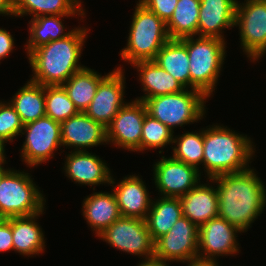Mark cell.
Returning <instances> with one entry per match:
<instances>
[{"label":"cell","mask_w":266,"mask_h":266,"mask_svg":"<svg viewBox=\"0 0 266 266\" xmlns=\"http://www.w3.org/2000/svg\"><path fill=\"white\" fill-rule=\"evenodd\" d=\"M78 15L85 17V14H62V15H41L29 21V38L24 48L26 49L27 56L36 48L48 44L51 41H56L67 37L73 32L67 31L63 25L62 18H69ZM69 16V17H68ZM67 31V32H65Z\"/></svg>","instance_id":"24"},{"label":"cell","mask_w":266,"mask_h":266,"mask_svg":"<svg viewBox=\"0 0 266 266\" xmlns=\"http://www.w3.org/2000/svg\"><path fill=\"white\" fill-rule=\"evenodd\" d=\"M102 76L94 69L85 67L72 75L62 86L79 112H84L92 102Z\"/></svg>","instance_id":"28"},{"label":"cell","mask_w":266,"mask_h":266,"mask_svg":"<svg viewBox=\"0 0 266 266\" xmlns=\"http://www.w3.org/2000/svg\"><path fill=\"white\" fill-rule=\"evenodd\" d=\"M132 16L127 46L120 50V57L131 65L153 61L162 46L170 40L166 23L139 1Z\"/></svg>","instance_id":"4"},{"label":"cell","mask_w":266,"mask_h":266,"mask_svg":"<svg viewBox=\"0 0 266 266\" xmlns=\"http://www.w3.org/2000/svg\"><path fill=\"white\" fill-rule=\"evenodd\" d=\"M250 137L223 125L203 128V168L205 178L237 173L249 169L255 154ZM206 169V170H205Z\"/></svg>","instance_id":"3"},{"label":"cell","mask_w":266,"mask_h":266,"mask_svg":"<svg viewBox=\"0 0 266 266\" xmlns=\"http://www.w3.org/2000/svg\"><path fill=\"white\" fill-rule=\"evenodd\" d=\"M139 73V80L144 95L135 100L144 101L147 98L177 93L186 88L171 74L159 67L154 61H140L132 64Z\"/></svg>","instance_id":"23"},{"label":"cell","mask_w":266,"mask_h":266,"mask_svg":"<svg viewBox=\"0 0 266 266\" xmlns=\"http://www.w3.org/2000/svg\"><path fill=\"white\" fill-rule=\"evenodd\" d=\"M234 26L244 54L258 62L266 54V0L237 1Z\"/></svg>","instance_id":"8"},{"label":"cell","mask_w":266,"mask_h":266,"mask_svg":"<svg viewBox=\"0 0 266 266\" xmlns=\"http://www.w3.org/2000/svg\"><path fill=\"white\" fill-rule=\"evenodd\" d=\"M62 146L73 151H87V148L108 144L104 125L94 121L84 112H79L60 123Z\"/></svg>","instance_id":"16"},{"label":"cell","mask_w":266,"mask_h":266,"mask_svg":"<svg viewBox=\"0 0 266 266\" xmlns=\"http://www.w3.org/2000/svg\"><path fill=\"white\" fill-rule=\"evenodd\" d=\"M137 266H169V262L153 257L150 259H143Z\"/></svg>","instance_id":"39"},{"label":"cell","mask_w":266,"mask_h":266,"mask_svg":"<svg viewBox=\"0 0 266 266\" xmlns=\"http://www.w3.org/2000/svg\"><path fill=\"white\" fill-rule=\"evenodd\" d=\"M215 187L211 184L199 183L179 198L183 216L198 228L218 216V196Z\"/></svg>","instance_id":"20"},{"label":"cell","mask_w":266,"mask_h":266,"mask_svg":"<svg viewBox=\"0 0 266 266\" xmlns=\"http://www.w3.org/2000/svg\"><path fill=\"white\" fill-rule=\"evenodd\" d=\"M237 1L200 0L198 37L218 38L225 41L222 31L234 27Z\"/></svg>","instance_id":"19"},{"label":"cell","mask_w":266,"mask_h":266,"mask_svg":"<svg viewBox=\"0 0 266 266\" xmlns=\"http://www.w3.org/2000/svg\"><path fill=\"white\" fill-rule=\"evenodd\" d=\"M20 116L23 124L46 116L45 86L31 80L18 89L9 101Z\"/></svg>","instance_id":"27"},{"label":"cell","mask_w":266,"mask_h":266,"mask_svg":"<svg viewBox=\"0 0 266 266\" xmlns=\"http://www.w3.org/2000/svg\"><path fill=\"white\" fill-rule=\"evenodd\" d=\"M81 0H14V16L85 14Z\"/></svg>","instance_id":"29"},{"label":"cell","mask_w":266,"mask_h":266,"mask_svg":"<svg viewBox=\"0 0 266 266\" xmlns=\"http://www.w3.org/2000/svg\"><path fill=\"white\" fill-rule=\"evenodd\" d=\"M185 37L179 39L189 56L190 89L201 91L208 99L215 92L226 58V42L218 38Z\"/></svg>","instance_id":"5"},{"label":"cell","mask_w":266,"mask_h":266,"mask_svg":"<svg viewBox=\"0 0 266 266\" xmlns=\"http://www.w3.org/2000/svg\"><path fill=\"white\" fill-rule=\"evenodd\" d=\"M155 162L153 180L161 197L180 198L201 181V170L171 157Z\"/></svg>","instance_id":"12"},{"label":"cell","mask_w":266,"mask_h":266,"mask_svg":"<svg viewBox=\"0 0 266 266\" xmlns=\"http://www.w3.org/2000/svg\"><path fill=\"white\" fill-rule=\"evenodd\" d=\"M148 10L157 14L165 23L172 17L178 0H138Z\"/></svg>","instance_id":"35"},{"label":"cell","mask_w":266,"mask_h":266,"mask_svg":"<svg viewBox=\"0 0 266 266\" xmlns=\"http://www.w3.org/2000/svg\"><path fill=\"white\" fill-rule=\"evenodd\" d=\"M200 0H178L172 17L166 23L170 39L198 36Z\"/></svg>","instance_id":"30"},{"label":"cell","mask_w":266,"mask_h":266,"mask_svg":"<svg viewBox=\"0 0 266 266\" xmlns=\"http://www.w3.org/2000/svg\"><path fill=\"white\" fill-rule=\"evenodd\" d=\"M172 157L176 160L194 166L198 170L203 166V129L196 132H183L173 137Z\"/></svg>","instance_id":"31"},{"label":"cell","mask_w":266,"mask_h":266,"mask_svg":"<svg viewBox=\"0 0 266 266\" xmlns=\"http://www.w3.org/2000/svg\"><path fill=\"white\" fill-rule=\"evenodd\" d=\"M198 233L199 228L182 216L167 234L154 242V257L184 264L198 259Z\"/></svg>","instance_id":"11"},{"label":"cell","mask_w":266,"mask_h":266,"mask_svg":"<svg viewBox=\"0 0 266 266\" xmlns=\"http://www.w3.org/2000/svg\"><path fill=\"white\" fill-rule=\"evenodd\" d=\"M187 266H216V261L195 259L187 262Z\"/></svg>","instance_id":"40"},{"label":"cell","mask_w":266,"mask_h":266,"mask_svg":"<svg viewBox=\"0 0 266 266\" xmlns=\"http://www.w3.org/2000/svg\"><path fill=\"white\" fill-rule=\"evenodd\" d=\"M88 32L84 26L76 27L67 37L34 49L27 57L33 72L30 80L43 86L63 85L84 69L79 60Z\"/></svg>","instance_id":"2"},{"label":"cell","mask_w":266,"mask_h":266,"mask_svg":"<svg viewBox=\"0 0 266 266\" xmlns=\"http://www.w3.org/2000/svg\"><path fill=\"white\" fill-rule=\"evenodd\" d=\"M241 231L217 216L199 227L198 259L216 261L219 256H235L240 247L236 235Z\"/></svg>","instance_id":"15"},{"label":"cell","mask_w":266,"mask_h":266,"mask_svg":"<svg viewBox=\"0 0 266 266\" xmlns=\"http://www.w3.org/2000/svg\"><path fill=\"white\" fill-rule=\"evenodd\" d=\"M145 184L142 178L134 174L125 176L120 182L111 177L109 185L112 186L121 217L145 220L153 201Z\"/></svg>","instance_id":"17"},{"label":"cell","mask_w":266,"mask_h":266,"mask_svg":"<svg viewBox=\"0 0 266 266\" xmlns=\"http://www.w3.org/2000/svg\"><path fill=\"white\" fill-rule=\"evenodd\" d=\"M7 143L3 138L0 137V162H6L5 146Z\"/></svg>","instance_id":"41"},{"label":"cell","mask_w":266,"mask_h":266,"mask_svg":"<svg viewBox=\"0 0 266 266\" xmlns=\"http://www.w3.org/2000/svg\"><path fill=\"white\" fill-rule=\"evenodd\" d=\"M82 214L96 237L121 217L113 191L95 192L85 197Z\"/></svg>","instance_id":"22"},{"label":"cell","mask_w":266,"mask_h":266,"mask_svg":"<svg viewBox=\"0 0 266 266\" xmlns=\"http://www.w3.org/2000/svg\"><path fill=\"white\" fill-rule=\"evenodd\" d=\"M14 16V0H0V15Z\"/></svg>","instance_id":"38"},{"label":"cell","mask_w":266,"mask_h":266,"mask_svg":"<svg viewBox=\"0 0 266 266\" xmlns=\"http://www.w3.org/2000/svg\"><path fill=\"white\" fill-rule=\"evenodd\" d=\"M123 67H118L107 74L99 83L96 94L84 113L94 121L107 127L127 103L124 101L125 76Z\"/></svg>","instance_id":"14"},{"label":"cell","mask_w":266,"mask_h":266,"mask_svg":"<svg viewBox=\"0 0 266 266\" xmlns=\"http://www.w3.org/2000/svg\"><path fill=\"white\" fill-rule=\"evenodd\" d=\"M25 134V142L21 151V159L27 167H36L49 162L54 152L62 147L60 122L44 116L36 121L24 124L21 136Z\"/></svg>","instance_id":"9"},{"label":"cell","mask_w":266,"mask_h":266,"mask_svg":"<svg viewBox=\"0 0 266 266\" xmlns=\"http://www.w3.org/2000/svg\"><path fill=\"white\" fill-rule=\"evenodd\" d=\"M147 109L143 101L127 102L106 127L107 142L133 152H141L143 121Z\"/></svg>","instance_id":"13"},{"label":"cell","mask_w":266,"mask_h":266,"mask_svg":"<svg viewBox=\"0 0 266 266\" xmlns=\"http://www.w3.org/2000/svg\"><path fill=\"white\" fill-rule=\"evenodd\" d=\"M6 162H0V183L2 180V177L10 170V168H6L3 166Z\"/></svg>","instance_id":"42"},{"label":"cell","mask_w":266,"mask_h":266,"mask_svg":"<svg viewBox=\"0 0 266 266\" xmlns=\"http://www.w3.org/2000/svg\"><path fill=\"white\" fill-rule=\"evenodd\" d=\"M41 213L23 216L11 217L6 220L12 227L13 250L23 256H35L43 253L45 250V236L41 226H39L37 219ZM45 238V239H44Z\"/></svg>","instance_id":"21"},{"label":"cell","mask_w":266,"mask_h":266,"mask_svg":"<svg viewBox=\"0 0 266 266\" xmlns=\"http://www.w3.org/2000/svg\"><path fill=\"white\" fill-rule=\"evenodd\" d=\"M14 37L4 28H0V60L5 59L14 50Z\"/></svg>","instance_id":"37"},{"label":"cell","mask_w":266,"mask_h":266,"mask_svg":"<svg viewBox=\"0 0 266 266\" xmlns=\"http://www.w3.org/2000/svg\"><path fill=\"white\" fill-rule=\"evenodd\" d=\"M174 132L148 113L145 114L141 136V151L164 148L172 144Z\"/></svg>","instance_id":"33"},{"label":"cell","mask_w":266,"mask_h":266,"mask_svg":"<svg viewBox=\"0 0 266 266\" xmlns=\"http://www.w3.org/2000/svg\"><path fill=\"white\" fill-rule=\"evenodd\" d=\"M97 237L111 247L143 259L154 257V241L145 220L120 217Z\"/></svg>","instance_id":"10"},{"label":"cell","mask_w":266,"mask_h":266,"mask_svg":"<svg viewBox=\"0 0 266 266\" xmlns=\"http://www.w3.org/2000/svg\"><path fill=\"white\" fill-rule=\"evenodd\" d=\"M29 173L11 168L0 183V216L11 217L31 216L45 210L43 194Z\"/></svg>","instance_id":"7"},{"label":"cell","mask_w":266,"mask_h":266,"mask_svg":"<svg viewBox=\"0 0 266 266\" xmlns=\"http://www.w3.org/2000/svg\"><path fill=\"white\" fill-rule=\"evenodd\" d=\"M155 200L153 199L151 208L145 218L147 229L154 242L167 234L178 219L183 216L179 198L160 196Z\"/></svg>","instance_id":"25"},{"label":"cell","mask_w":266,"mask_h":266,"mask_svg":"<svg viewBox=\"0 0 266 266\" xmlns=\"http://www.w3.org/2000/svg\"><path fill=\"white\" fill-rule=\"evenodd\" d=\"M65 157V176L79 185L96 186L110 184L111 170L107 163L88 151H70Z\"/></svg>","instance_id":"18"},{"label":"cell","mask_w":266,"mask_h":266,"mask_svg":"<svg viewBox=\"0 0 266 266\" xmlns=\"http://www.w3.org/2000/svg\"><path fill=\"white\" fill-rule=\"evenodd\" d=\"M24 124L10 102L0 100V137L12 143L20 136Z\"/></svg>","instance_id":"34"},{"label":"cell","mask_w":266,"mask_h":266,"mask_svg":"<svg viewBox=\"0 0 266 266\" xmlns=\"http://www.w3.org/2000/svg\"><path fill=\"white\" fill-rule=\"evenodd\" d=\"M45 113L54 121L63 122L79 113L62 85L45 86Z\"/></svg>","instance_id":"32"},{"label":"cell","mask_w":266,"mask_h":266,"mask_svg":"<svg viewBox=\"0 0 266 266\" xmlns=\"http://www.w3.org/2000/svg\"><path fill=\"white\" fill-rule=\"evenodd\" d=\"M208 98L199 90L185 89L147 98L145 103L147 113L166 125L170 130L202 120L206 117V100Z\"/></svg>","instance_id":"6"},{"label":"cell","mask_w":266,"mask_h":266,"mask_svg":"<svg viewBox=\"0 0 266 266\" xmlns=\"http://www.w3.org/2000/svg\"><path fill=\"white\" fill-rule=\"evenodd\" d=\"M11 224L6 220L0 221V252L13 250Z\"/></svg>","instance_id":"36"},{"label":"cell","mask_w":266,"mask_h":266,"mask_svg":"<svg viewBox=\"0 0 266 266\" xmlns=\"http://www.w3.org/2000/svg\"><path fill=\"white\" fill-rule=\"evenodd\" d=\"M171 74L186 89L190 88L189 56L187 47L179 39H170L153 60Z\"/></svg>","instance_id":"26"},{"label":"cell","mask_w":266,"mask_h":266,"mask_svg":"<svg viewBox=\"0 0 266 266\" xmlns=\"http://www.w3.org/2000/svg\"><path fill=\"white\" fill-rule=\"evenodd\" d=\"M209 182L217 185L218 216L241 232L248 231L266 207V187L254 169L222 174Z\"/></svg>","instance_id":"1"}]
</instances>
